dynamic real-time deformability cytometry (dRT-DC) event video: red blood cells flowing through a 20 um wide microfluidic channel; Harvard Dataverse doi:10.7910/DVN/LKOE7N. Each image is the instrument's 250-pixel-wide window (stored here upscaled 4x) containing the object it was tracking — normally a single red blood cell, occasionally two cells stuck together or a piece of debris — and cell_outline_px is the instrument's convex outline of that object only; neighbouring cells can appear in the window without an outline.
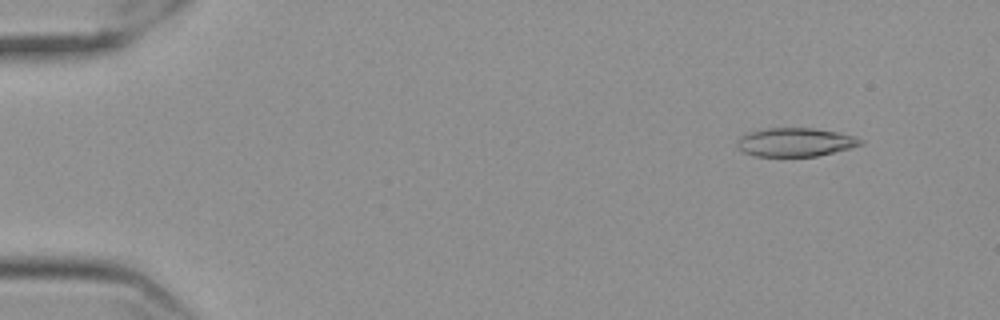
{"species": "Egyptian fruit bat (a non-hibernating species)", "species_latin": "Rousettus aegyptiacus", "temperature_condition": "cold", "stored_images_in_passage": 58, "camera_frame_rate_fps": 3000, "um_per_image_px": 0.085, "frame": {"image": 1, "passage_image": 6, "time_ms": 1.667, "image_size_px": [1000, 320], "cell_outline_px": [[864, 144], [816, 156], [756, 156], [744, 152], [736, 148], [736, 144], [744, 136], [752, 132], [768, 128], [812, 128], [836, 132], [852, 136], [864, 140]], "centroid_in_image_um": [67.61, 12.09], "position_along_channel_um": 17.4, "area_um2": 20.11}}
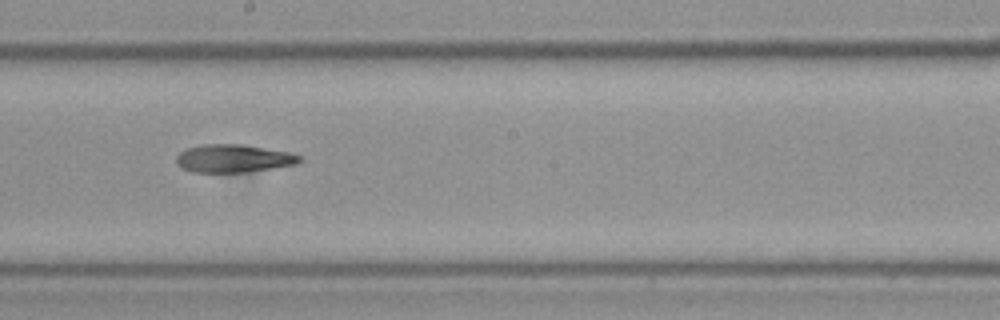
{"frame": {"image": 2, "passage_image": 33, "time_ms": 10.667, "image_size_px": [1000, 320], "cell_outline_px": [[300, 160], [296, 164], [244, 172], [192, 172], [176, 164], [176, 156], [180, 152], [188, 148], [200, 144], [240, 144], [288, 152], [300, 156]], "centroid_in_image_um": [19.78, 13.46], "position_along_channel_um": 228.4, "area_um2": 19.77}}
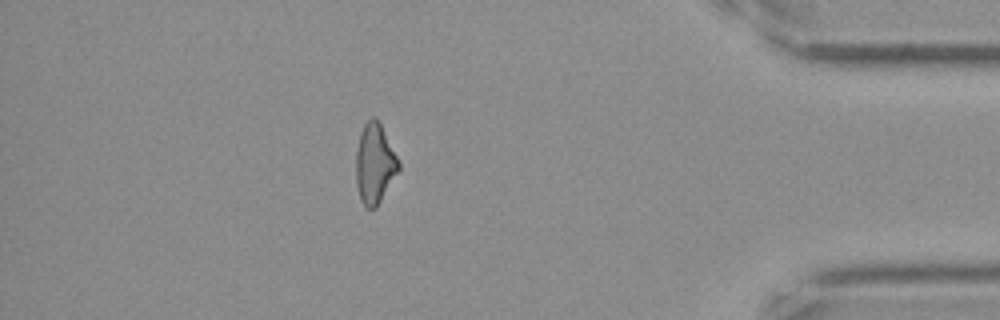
{"frame": {"image": 3, "passage_image": 51, "time_ms": 16.667, "image_size_px": [1000, 320], "cell_outline_px": [[400, 168], [376, 208], [368, 208], [360, 200], [356, 184], [356, 152], [360, 132], [364, 124], [372, 116], [376, 116], [400, 164]], "centroid_in_image_um": [31.82, 13.91], "position_along_channel_um": 403.4, "area_um2": 19.59}, "authors_computed_cell_mechanics": {"area_um2": 20.6346, "velocity_mm_per_s": 3.5577, "shape_relaxation_time_tau1_ms": 8.6458, "shape_relaxation_time_tau2_ms": 7.4626, "deformation_change_tau1": 0.2191, "deformation_change_tau2": 0.2025}}